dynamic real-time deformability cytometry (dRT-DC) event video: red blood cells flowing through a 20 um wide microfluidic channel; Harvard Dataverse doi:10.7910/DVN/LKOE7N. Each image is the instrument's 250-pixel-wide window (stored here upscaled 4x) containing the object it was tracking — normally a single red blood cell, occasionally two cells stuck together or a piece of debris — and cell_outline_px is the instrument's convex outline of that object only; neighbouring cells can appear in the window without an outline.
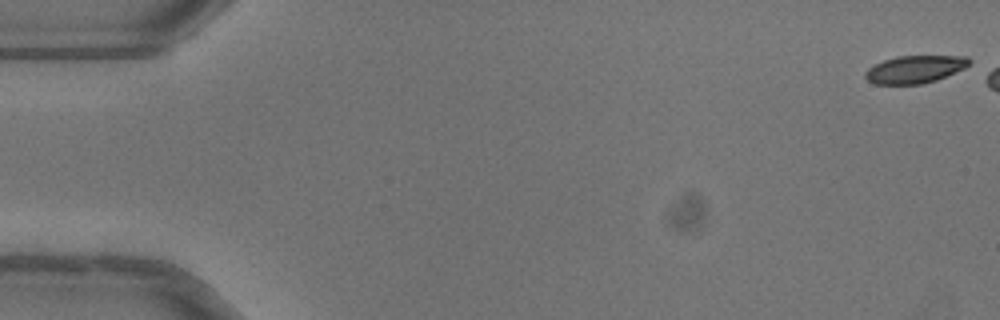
{"species": "common noctule bat (a hibernating species)", "species_latin": "Nyctalus noctula", "temperature_condition": "warm", "stored_images_in_passage": 43, "camera_frame_rate_fps": 3000, "um_per_image_px": 0.085, "animal": {"sex": "female"}, "frame": {"image": 1, "passage_image": 1, "time_ms": 0.0, "image_size_px": [1000, 320], "cell_outline_px": [[972, 64], [964, 68], [936, 80], [920, 84], [876, 84], [868, 80], [864, 76], [864, 72], [868, 68], [884, 60], [896, 56], [968, 56], [972, 60]], "centroid_in_image_um": [77.79, 5.88], "position_along_channel_um": 7.2, "area_um2": 16.7}}
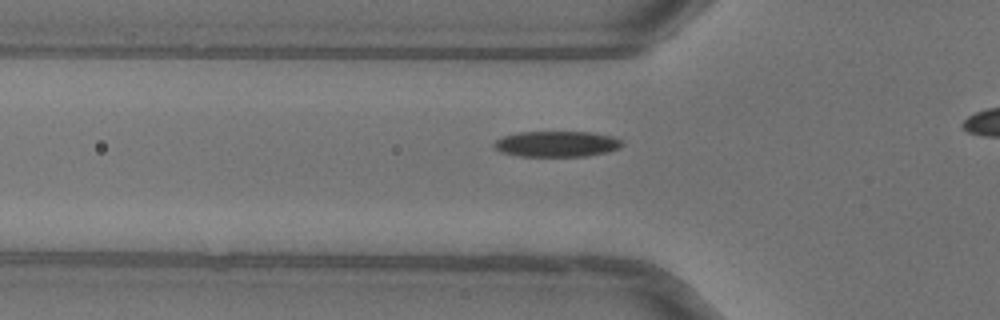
{"frame": {"image": 2, "passage_image": 18, "time_ms": 5.667, "image_size_px": [1000, 320], "cell_outline_px": [[624, 144], [620, 148], [608, 152], [588, 156], [520, 156], [500, 152], [492, 148], [492, 144], [496, 140], [504, 136], [516, 132], [592, 132], [612, 136], [620, 140]], "centroid_in_image_um": [47.3, 12.24], "position_along_channel_um": 78.5, "area_um2": 19.42}}
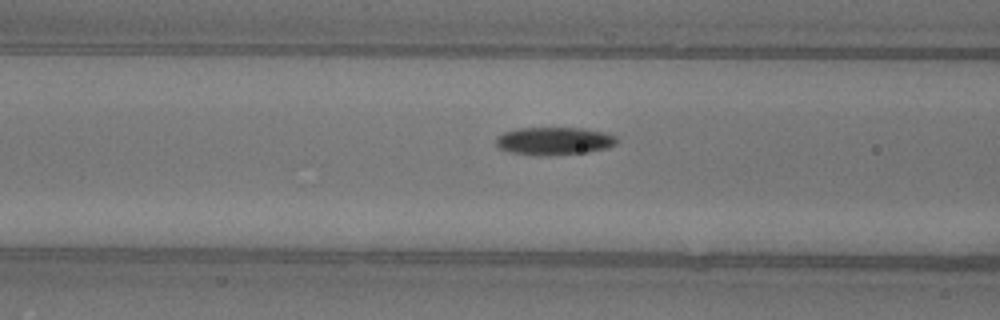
{"frame": {"image": 3, "passage_image": 21, "time_ms": 6.667, "image_size_px": [1000, 320], "cell_outline_px": [[620, 140], [616, 144], [608, 148], [588, 152], [536, 156], [508, 152], [496, 148], [496, 136], [504, 132], [516, 128], [584, 128], [608, 132], [616, 136]], "centroid_in_image_um": [47.1, 11.98], "position_along_channel_um": 119.5, "area_um2": 20.06}}